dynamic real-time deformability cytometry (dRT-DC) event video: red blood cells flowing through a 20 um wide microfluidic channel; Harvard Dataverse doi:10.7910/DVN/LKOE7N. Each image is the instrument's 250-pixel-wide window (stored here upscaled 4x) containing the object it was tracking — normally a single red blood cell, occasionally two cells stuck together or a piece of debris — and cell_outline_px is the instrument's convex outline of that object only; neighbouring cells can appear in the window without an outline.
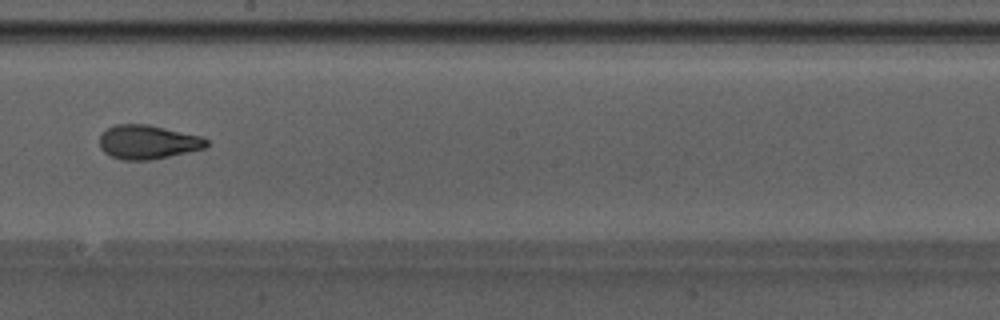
{"species": "Egyptian fruit bat (a non-hibernating species)", "species_latin": "Rousettus aegyptiacus", "temperature_condition": "warm", "stored_images_in_passage": 37, "camera_frame_rate_fps": 3000, "um_per_image_px": 0.085, "animal": {"sex": "male"}, "frame": {"image": 1, "passage_image": 16, "time_ms": 5.0, "image_size_px": [1000, 320], "cell_outline_px": [[208, 144], [204, 148], [168, 156], [148, 160], [120, 160], [104, 152], [100, 148], [100, 132], [116, 124], [148, 124], [200, 136], [208, 140]], "centroid_in_image_um": [12.51, 12.07], "position_along_channel_um": 235.7, "area_um2": 21.04}, "authors_computed_cell_mechanics": {"area_um2": 21.2126, "velocity_mm_per_s": 4.2661, "shape_relaxation_time_tau1_ms": 6.6773, "shape_relaxation_time_tau2_ms": 1.3674, "deformation_change_tau1": 0.2156, "deformation_change_tau2": 0.0855}}